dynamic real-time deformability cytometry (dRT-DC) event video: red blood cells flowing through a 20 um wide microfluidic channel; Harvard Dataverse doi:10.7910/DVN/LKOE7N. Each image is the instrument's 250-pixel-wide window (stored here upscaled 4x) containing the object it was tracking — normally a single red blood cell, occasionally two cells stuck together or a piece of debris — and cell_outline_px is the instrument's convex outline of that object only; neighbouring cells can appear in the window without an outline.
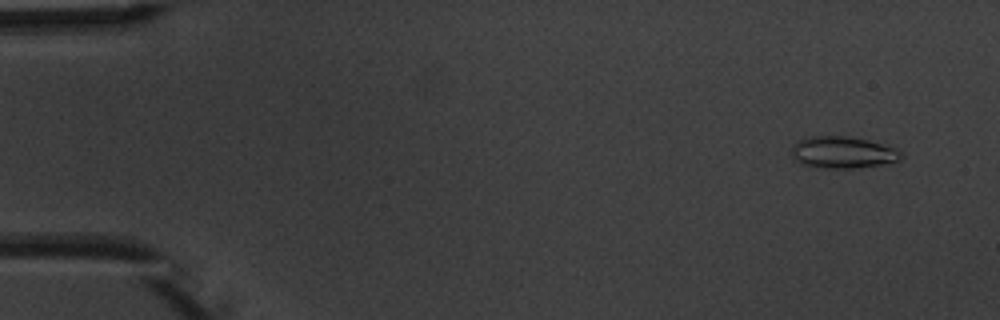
{"species": "common noctule bat (a hibernating species)", "species_latin": "Nyctalus noctula", "temperature_condition": "warm", "stored_images_in_passage": 9, "camera_frame_rate_fps": 3000, "um_per_image_px": 0.085, "animal": {"sex": "male", "body_mass_g": 20.1, "forearm_length_mm": 53.5}, "frame": {"image": 1, "passage_image": 1, "time_ms": 0.0, "image_size_px": [1000, 320], "cell_outline_px": [[904, 156], [900, 160], [860, 168], [816, 168], [804, 164], [796, 160], [792, 156], [792, 144], [808, 136], [848, 136], [868, 140], [896, 148]], "centroid_in_image_um": [71.63, 12.95], "position_along_channel_um": 13.4, "area_um2": 20.35}}
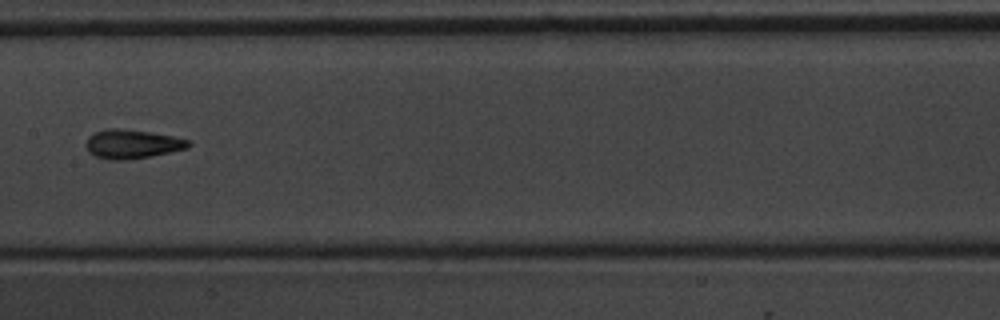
{"frame": {"image": 2, "passage_image": 8, "time_ms": 8.0, "image_size_px": [1000, 320], "cell_outline_px": [[192, 144], [188, 148], [152, 156], [124, 160], [108, 160], [96, 156], [88, 152], [84, 144], [88, 136], [96, 132], [108, 128], [116, 128], [148, 132], [172, 136], [188, 140]], "centroid_in_image_um": [11.2, 12.25], "position_along_channel_um": 196.2, "area_um2": 17.28}}
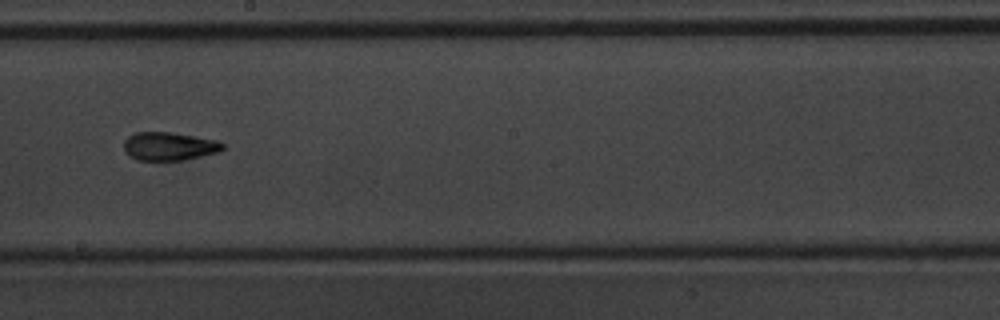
{"frame": {"image": 3, "passage_image": 9, "time_ms": 9.0, "image_size_px": [1000, 320], "cell_outline_px": [[224, 148], [220, 152], [184, 160], [136, 160], [128, 156], [124, 152], [124, 140], [128, 136], [136, 132], [168, 132], [216, 140], [224, 144]], "centroid_in_image_um": [14.35, 12.44], "position_along_channel_um": 233.9, "area_um2": 16.36}}